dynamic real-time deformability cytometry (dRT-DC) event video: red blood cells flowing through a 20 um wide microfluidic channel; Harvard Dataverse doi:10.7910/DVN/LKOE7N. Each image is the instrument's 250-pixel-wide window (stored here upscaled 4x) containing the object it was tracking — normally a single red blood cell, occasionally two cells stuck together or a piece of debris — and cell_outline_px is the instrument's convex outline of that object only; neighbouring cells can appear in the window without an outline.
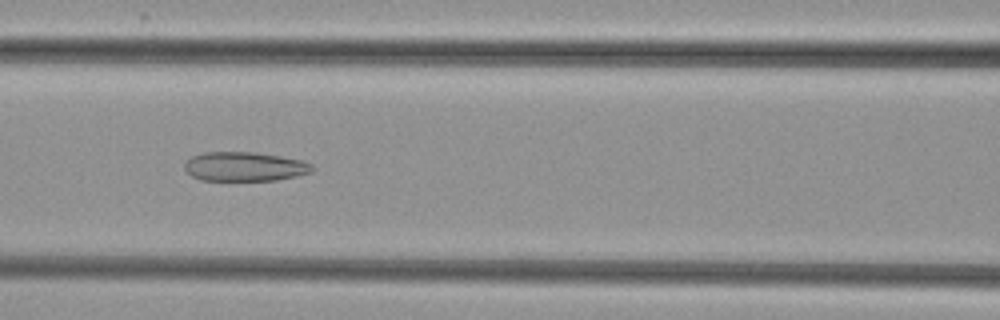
{"species": "common noctule bat (a hibernating species)", "species_latin": "Nyctalus noctula", "temperature_condition": "cold", "stored_images_in_passage": 38, "camera_frame_rate_fps": 3000, "um_per_image_px": 0.085, "animal": {"sex": "female", "body_mass_g": 29.2, "forearm_length_mm": 56.3}, "frame": {"image": 1, "passage_image": 16, "time_ms": 5.0, "image_size_px": [1000, 320], "cell_outline_px": [[316, 168], [312, 172], [296, 176], [276, 180], [200, 180], [192, 176], [184, 168], [184, 164], [192, 156], [204, 152], [256, 152], [304, 160], [312, 164]], "centroid_in_image_um": [20.84, 14.15], "position_along_channel_um": 145.8, "area_um2": 21.85}}
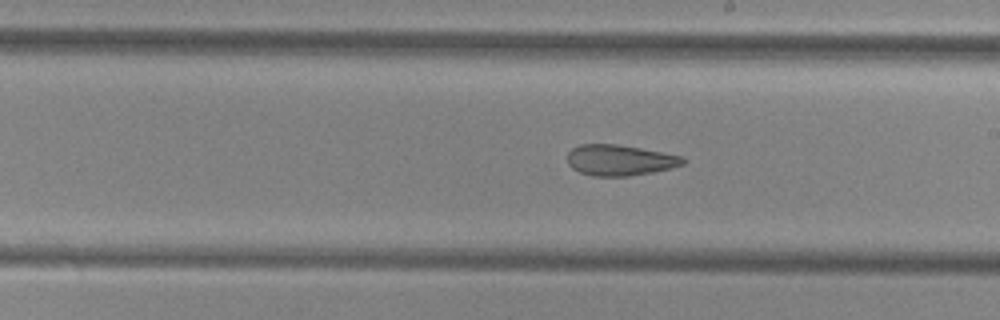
{"frame": {"image": 2, "passage_image": 23, "time_ms": 7.333, "image_size_px": [1000, 320], "cell_outline_px": [[688, 160], [684, 164], [652, 172], [628, 176], [592, 176], [580, 172], [572, 168], [568, 164], [568, 152], [572, 148], [580, 144], [616, 144], [640, 148], [680, 156]], "centroid_in_image_um": [52.65, 13.61], "position_along_channel_um": 236.4, "area_um2": 20.58}}
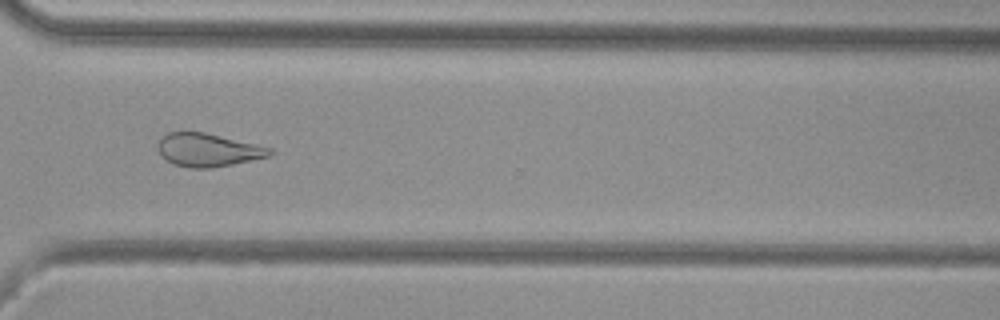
{"frame": {"image": 3, "passage_image": 32, "time_ms": 10.333, "image_size_px": [1000, 320], "cell_outline_px": [[272, 152], [268, 156], [232, 164], [212, 168], [188, 168], [172, 164], [160, 156], [156, 148], [160, 140], [168, 132], [204, 132], [272, 148]], "centroid_in_image_um": [17.61, 12.76], "position_along_channel_um": 353.0, "area_um2": 21.5}}